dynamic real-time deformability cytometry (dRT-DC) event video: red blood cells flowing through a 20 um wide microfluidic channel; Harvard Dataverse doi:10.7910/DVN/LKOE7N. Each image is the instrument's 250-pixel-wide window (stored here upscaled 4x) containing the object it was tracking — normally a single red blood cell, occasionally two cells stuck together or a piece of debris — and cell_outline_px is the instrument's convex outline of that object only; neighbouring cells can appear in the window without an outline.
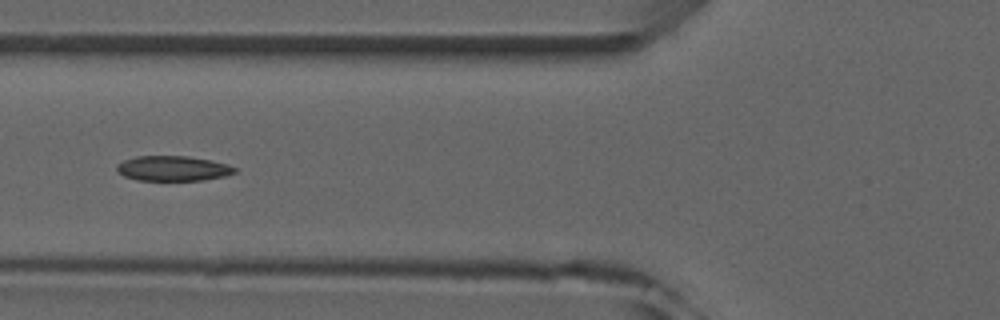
{"species": "common noctule bat (a hibernating species)", "species_latin": "Nyctalus noctula", "temperature_condition": "room temperature", "stored_images_in_passage": 7, "camera_frame_rate_fps": 3000, "um_per_image_px": 0.085, "animal": {"sex": "male", "forearm_length_mm": 52.5}, "frame": {"image": 1, "passage_image": 6, "time_ms": 6.0, "image_size_px": [1000, 320], "cell_outline_px": [[236, 172], [224, 176], [204, 180], [136, 180], [124, 176], [116, 168], [116, 164], [124, 160], [136, 156], [188, 156], [228, 164], [236, 168]], "centroid_in_image_um": [14.69, 14.31], "position_along_channel_um": 111.1, "area_um2": 17.11}}
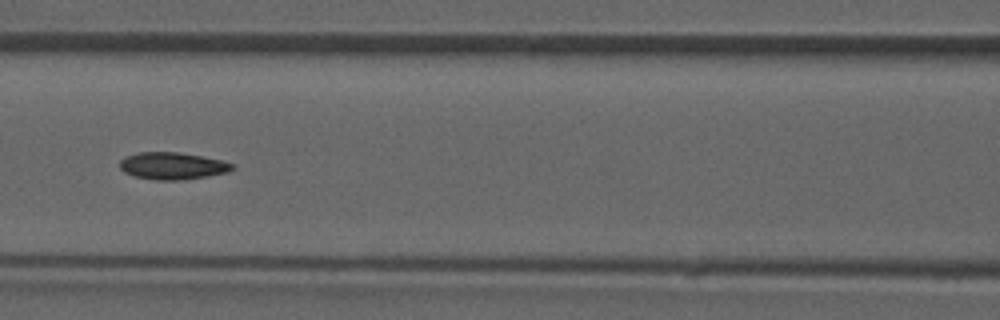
{"frame": {"image": 2, "passage_image": 7, "time_ms": 7.0, "image_size_px": [1000, 320], "cell_outline_px": [[236, 168], [228, 172], [208, 176], [184, 180], [156, 180], [136, 176], [124, 172], [120, 168], [120, 160], [124, 156], [140, 152], [176, 152], [224, 160], [236, 164]], "centroid_in_image_um": [14.71, 14.1], "position_along_channel_um": 151.9, "area_um2": 17.92}}